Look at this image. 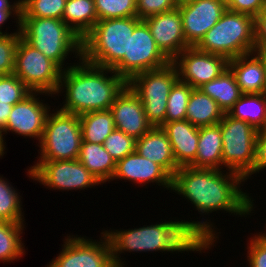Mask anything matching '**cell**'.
Segmentation results:
<instances>
[{"mask_svg":"<svg viewBox=\"0 0 266 267\" xmlns=\"http://www.w3.org/2000/svg\"><path fill=\"white\" fill-rule=\"evenodd\" d=\"M222 134V168L240 174L245 181L253 177L255 142L258 130L245 121L224 113L218 123Z\"/></svg>","mask_w":266,"mask_h":267,"instance_id":"ba28073f","label":"cell"},{"mask_svg":"<svg viewBox=\"0 0 266 267\" xmlns=\"http://www.w3.org/2000/svg\"><path fill=\"white\" fill-rule=\"evenodd\" d=\"M142 21L137 16L98 20L82 38L81 58L105 68H113L128 55L130 33Z\"/></svg>","mask_w":266,"mask_h":267,"instance_id":"277c9868","label":"cell"},{"mask_svg":"<svg viewBox=\"0 0 266 267\" xmlns=\"http://www.w3.org/2000/svg\"><path fill=\"white\" fill-rule=\"evenodd\" d=\"M208 221V222H207ZM208 220L201 221H165L127 230H104L110 246L115 267H124L125 252H204L214 247L219 238L215 224ZM217 233V234H216ZM217 238V239H216ZM215 243V244H214ZM122 259V260H121Z\"/></svg>","mask_w":266,"mask_h":267,"instance_id":"6da1fadb","label":"cell"},{"mask_svg":"<svg viewBox=\"0 0 266 267\" xmlns=\"http://www.w3.org/2000/svg\"><path fill=\"white\" fill-rule=\"evenodd\" d=\"M79 117L82 141L103 144L115 129L110 109L83 113Z\"/></svg>","mask_w":266,"mask_h":267,"instance_id":"f1b7e54d","label":"cell"},{"mask_svg":"<svg viewBox=\"0 0 266 267\" xmlns=\"http://www.w3.org/2000/svg\"><path fill=\"white\" fill-rule=\"evenodd\" d=\"M247 244L249 267H266V235L256 233Z\"/></svg>","mask_w":266,"mask_h":267,"instance_id":"74e56055","label":"cell"},{"mask_svg":"<svg viewBox=\"0 0 266 267\" xmlns=\"http://www.w3.org/2000/svg\"><path fill=\"white\" fill-rule=\"evenodd\" d=\"M161 128L166 132L176 164L189 166L196 158L199 141V127L185 120L165 122Z\"/></svg>","mask_w":266,"mask_h":267,"instance_id":"44dd1931","label":"cell"},{"mask_svg":"<svg viewBox=\"0 0 266 267\" xmlns=\"http://www.w3.org/2000/svg\"><path fill=\"white\" fill-rule=\"evenodd\" d=\"M235 119L251 124L257 130L266 127V93L243 94L228 112Z\"/></svg>","mask_w":266,"mask_h":267,"instance_id":"83f0119b","label":"cell"},{"mask_svg":"<svg viewBox=\"0 0 266 267\" xmlns=\"http://www.w3.org/2000/svg\"><path fill=\"white\" fill-rule=\"evenodd\" d=\"M62 69L39 50L29 45L21 36L15 53L16 75L32 92L56 95Z\"/></svg>","mask_w":266,"mask_h":267,"instance_id":"30bf717a","label":"cell"},{"mask_svg":"<svg viewBox=\"0 0 266 267\" xmlns=\"http://www.w3.org/2000/svg\"><path fill=\"white\" fill-rule=\"evenodd\" d=\"M79 115L59 108L49 113L39 145L38 161L77 160L81 148Z\"/></svg>","mask_w":266,"mask_h":267,"instance_id":"52a82bcc","label":"cell"},{"mask_svg":"<svg viewBox=\"0 0 266 267\" xmlns=\"http://www.w3.org/2000/svg\"><path fill=\"white\" fill-rule=\"evenodd\" d=\"M103 146L105 150L110 153L115 162H117L135 152L136 140L115 128L105 139Z\"/></svg>","mask_w":266,"mask_h":267,"instance_id":"d590c367","label":"cell"},{"mask_svg":"<svg viewBox=\"0 0 266 267\" xmlns=\"http://www.w3.org/2000/svg\"><path fill=\"white\" fill-rule=\"evenodd\" d=\"M98 20L137 16L136 0H94Z\"/></svg>","mask_w":266,"mask_h":267,"instance_id":"836d02e7","label":"cell"},{"mask_svg":"<svg viewBox=\"0 0 266 267\" xmlns=\"http://www.w3.org/2000/svg\"><path fill=\"white\" fill-rule=\"evenodd\" d=\"M6 180L0 176V220L10 223H24L23 208L21 207L22 197Z\"/></svg>","mask_w":266,"mask_h":267,"instance_id":"4dcf8cb0","label":"cell"},{"mask_svg":"<svg viewBox=\"0 0 266 267\" xmlns=\"http://www.w3.org/2000/svg\"><path fill=\"white\" fill-rule=\"evenodd\" d=\"M13 105L8 103H0V133L6 128Z\"/></svg>","mask_w":266,"mask_h":267,"instance_id":"ee69618b","label":"cell"},{"mask_svg":"<svg viewBox=\"0 0 266 267\" xmlns=\"http://www.w3.org/2000/svg\"><path fill=\"white\" fill-rule=\"evenodd\" d=\"M78 61L62 71L56 93L65 92L60 110L81 115L110 109L127 82L112 68L93 65L82 58Z\"/></svg>","mask_w":266,"mask_h":267,"instance_id":"3957f363","label":"cell"},{"mask_svg":"<svg viewBox=\"0 0 266 267\" xmlns=\"http://www.w3.org/2000/svg\"><path fill=\"white\" fill-rule=\"evenodd\" d=\"M199 89L217 102L219 108L228 113L243 95L231 70L227 68L217 78L204 83Z\"/></svg>","mask_w":266,"mask_h":267,"instance_id":"484cf974","label":"cell"},{"mask_svg":"<svg viewBox=\"0 0 266 267\" xmlns=\"http://www.w3.org/2000/svg\"><path fill=\"white\" fill-rule=\"evenodd\" d=\"M62 21L82 39L98 21L94 0H67Z\"/></svg>","mask_w":266,"mask_h":267,"instance_id":"4316f807","label":"cell"},{"mask_svg":"<svg viewBox=\"0 0 266 267\" xmlns=\"http://www.w3.org/2000/svg\"><path fill=\"white\" fill-rule=\"evenodd\" d=\"M27 171L33 181L53 190H87L102 185L78 159L38 161Z\"/></svg>","mask_w":266,"mask_h":267,"instance_id":"7c38bea8","label":"cell"},{"mask_svg":"<svg viewBox=\"0 0 266 267\" xmlns=\"http://www.w3.org/2000/svg\"><path fill=\"white\" fill-rule=\"evenodd\" d=\"M24 223H10L0 220V262L11 263L25 254L22 243Z\"/></svg>","mask_w":266,"mask_h":267,"instance_id":"f546056e","label":"cell"},{"mask_svg":"<svg viewBox=\"0 0 266 267\" xmlns=\"http://www.w3.org/2000/svg\"><path fill=\"white\" fill-rule=\"evenodd\" d=\"M67 0H21L20 17L54 18L62 20Z\"/></svg>","mask_w":266,"mask_h":267,"instance_id":"1f68e13d","label":"cell"},{"mask_svg":"<svg viewBox=\"0 0 266 267\" xmlns=\"http://www.w3.org/2000/svg\"><path fill=\"white\" fill-rule=\"evenodd\" d=\"M226 9L232 12L247 14L255 18L265 8V0H223Z\"/></svg>","mask_w":266,"mask_h":267,"instance_id":"ab89813d","label":"cell"},{"mask_svg":"<svg viewBox=\"0 0 266 267\" xmlns=\"http://www.w3.org/2000/svg\"><path fill=\"white\" fill-rule=\"evenodd\" d=\"M186 42L195 47L227 10L223 0L178 2Z\"/></svg>","mask_w":266,"mask_h":267,"instance_id":"2e32d148","label":"cell"},{"mask_svg":"<svg viewBox=\"0 0 266 267\" xmlns=\"http://www.w3.org/2000/svg\"><path fill=\"white\" fill-rule=\"evenodd\" d=\"M53 96L45 92H31L21 102L13 105L6 128L0 133V158L5 154L6 142L4 135L13 132L14 134L30 137L38 140L40 143L46 119L50 111L49 104H45L44 100H39V95Z\"/></svg>","mask_w":266,"mask_h":267,"instance_id":"5bb4252c","label":"cell"},{"mask_svg":"<svg viewBox=\"0 0 266 267\" xmlns=\"http://www.w3.org/2000/svg\"><path fill=\"white\" fill-rule=\"evenodd\" d=\"M172 63L177 67L179 80L192 88L201 87L228 68L225 57L202 52L196 47L184 49Z\"/></svg>","mask_w":266,"mask_h":267,"instance_id":"9a60e30c","label":"cell"},{"mask_svg":"<svg viewBox=\"0 0 266 267\" xmlns=\"http://www.w3.org/2000/svg\"><path fill=\"white\" fill-rule=\"evenodd\" d=\"M0 0V11H21V0L14 1Z\"/></svg>","mask_w":266,"mask_h":267,"instance_id":"f6af8a7d","label":"cell"},{"mask_svg":"<svg viewBox=\"0 0 266 267\" xmlns=\"http://www.w3.org/2000/svg\"><path fill=\"white\" fill-rule=\"evenodd\" d=\"M222 145V134L218 124L199 127L196 158L189 166L222 169Z\"/></svg>","mask_w":266,"mask_h":267,"instance_id":"603a6c76","label":"cell"},{"mask_svg":"<svg viewBox=\"0 0 266 267\" xmlns=\"http://www.w3.org/2000/svg\"><path fill=\"white\" fill-rule=\"evenodd\" d=\"M20 33L62 70L66 69L64 64L70 53L81 59L82 39L60 19L20 17Z\"/></svg>","mask_w":266,"mask_h":267,"instance_id":"5b68a950","label":"cell"},{"mask_svg":"<svg viewBox=\"0 0 266 267\" xmlns=\"http://www.w3.org/2000/svg\"><path fill=\"white\" fill-rule=\"evenodd\" d=\"M221 169L179 167L172 177V189L191 201L200 215L222 210L246 216L254 209V200L242 191L245 179L238 173ZM243 182V183H242ZM209 213V214H208Z\"/></svg>","mask_w":266,"mask_h":267,"instance_id":"7a4b0ae2","label":"cell"},{"mask_svg":"<svg viewBox=\"0 0 266 267\" xmlns=\"http://www.w3.org/2000/svg\"><path fill=\"white\" fill-rule=\"evenodd\" d=\"M254 52L266 53V8L254 18Z\"/></svg>","mask_w":266,"mask_h":267,"instance_id":"60d3db41","label":"cell"},{"mask_svg":"<svg viewBox=\"0 0 266 267\" xmlns=\"http://www.w3.org/2000/svg\"><path fill=\"white\" fill-rule=\"evenodd\" d=\"M178 0H136L137 17L145 19L149 16L173 10Z\"/></svg>","mask_w":266,"mask_h":267,"instance_id":"f35d334b","label":"cell"},{"mask_svg":"<svg viewBox=\"0 0 266 267\" xmlns=\"http://www.w3.org/2000/svg\"><path fill=\"white\" fill-rule=\"evenodd\" d=\"M198 50L231 60L254 52V18L226 10L195 46Z\"/></svg>","mask_w":266,"mask_h":267,"instance_id":"8992f818","label":"cell"},{"mask_svg":"<svg viewBox=\"0 0 266 267\" xmlns=\"http://www.w3.org/2000/svg\"><path fill=\"white\" fill-rule=\"evenodd\" d=\"M135 151L140 156L159 164L171 177L179 168L168 136L160 126H153L136 140Z\"/></svg>","mask_w":266,"mask_h":267,"instance_id":"7402d4cb","label":"cell"},{"mask_svg":"<svg viewBox=\"0 0 266 267\" xmlns=\"http://www.w3.org/2000/svg\"><path fill=\"white\" fill-rule=\"evenodd\" d=\"M13 15V16H12ZM14 17L15 19L14 20H16L15 22H16V24L17 25H15L16 27H20V16H21V11H0V36H2V35H7V34H13L12 32L11 33H8V32H2V25L4 24V23H6V21L8 20V19H10V17Z\"/></svg>","mask_w":266,"mask_h":267,"instance_id":"7bdbcfd3","label":"cell"},{"mask_svg":"<svg viewBox=\"0 0 266 267\" xmlns=\"http://www.w3.org/2000/svg\"><path fill=\"white\" fill-rule=\"evenodd\" d=\"M193 89L189 84L180 80L174 84L167 100L165 122L186 119V108Z\"/></svg>","mask_w":266,"mask_h":267,"instance_id":"d6a6232c","label":"cell"},{"mask_svg":"<svg viewBox=\"0 0 266 267\" xmlns=\"http://www.w3.org/2000/svg\"><path fill=\"white\" fill-rule=\"evenodd\" d=\"M32 91L16 75L0 76V103L15 105Z\"/></svg>","mask_w":266,"mask_h":267,"instance_id":"e575fe53","label":"cell"},{"mask_svg":"<svg viewBox=\"0 0 266 267\" xmlns=\"http://www.w3.org/2000/svg\"><path fill=\"white\" fill-rule=\"evenodd\" d=\"M100 241L85 236L65 237L62 250L47 267H115L111 246L104 232Z\"/></svg>","mask_w":266,"mask_h":267,"instance_id":"4fadbf2b","label":"cell"},{"mask_svg":"<svg viewBox=\"0 0 266 267\" xmlns=\"http://www.w3.org/2000/svg\"><path fill=\"white\" fill-rule=\"evenodd\" d=\"M264 169H266V127L259 129L256 135L253 174L264 172Z\"/></svg>","mask_w":266,"mask_h":267,"instance_id":"b9f144b4","label":"cell"},{"mask_svg":"<svg viewBox=\"0 0 266 267\" xmlns=\"http://www.w3.org/2000/svg\"><path fill=\"white\" fill-rule=\"evenodd\" d=\"M171 61L157 47L148 25L142 20L130 33L128 55L112 68L126 82L135 75L167 66Z\"/></svg>","mask_w":266,"mask_h":267,"instance_id":"8fae6325","label":"cell"},{"mask_svg":"<svg viewBox=\"0 0 266 267\" xmlns=\"http://www.w3.org/2000/svg\"><path fill=\"white\" fill-rule=\"evenodd\" d=\"M189 1H192V0H178V2H189Z\"/></svg>","mask_w":266,"mask_h":267,"instance_id":"bcb514c9","label":"cell"},{"mask_svg":"<svg viewBox=\"0 0 266 267\" xmlns=\"http://www.w3.org/2000/svg\"><path fill=\"white\" fill-rule=\"evenodd\" d=\"M242 94L266 93V61L256 52L228 60Z\"/></svg>","mask_w":266,"mask_h":267,"instance_id":"ffe728a7","label":"cell"},{"mask_svg":"<svg viewBox=\"0 0 266 267\" xmlns=\"http://www.w3.org/2000/svg\"><path fill=\"white\" fill-rule=\"evenodd\" d=\"M224 116L216 101L194 88L186 108V120L197 127L218 124Z\"/></svg>","mask_w":266,"mask_h":267,"instance_id":"d4e9b609","label":"cell"},{"mask_svg":"<svg viewBox=\"0 0 266 267\" xmlns=\"http://www.w3.org/2000/svg\"><path fill=\"white\" fill-rule=\"evenodd\" d=\"M261 55L264 57V59L266 61V53L265 54H261Z\"/></svg>","mask_w":266,"mask_h":267,"instance_id":"7dc6e473","label":"cell"},{"mask_svg":"<svg viewBox=\"0 0 266 267\" xmlns=\"http://www.w3.org/2000/svg\"><path fill=\"white\" fill-rule=\"evenodd\" d=\"M148 25L157 47L172 62L184 49L191 47L185 40L179 8L149 16Z\"/></svg>","mask_w":266,"mask_h":267,"instance_id":"e0dca14e","label":"cell"},{"mask_svg":"<svg viewBox=\"0 0 266 267\" xmlns=\"http://www.w3.org/2000/svg\"><path fill=\"white\" fill-rule=\"evenodd\" d=\"M78 160L101 184L110 182L114 175L116 162L103 144L82 141Z\"/></svg>","mask_w":266,"mask_h":267,"instance_id":"cb8c5ba5","label":"cell"},{"mask_svg":"<svg viewBox=\"0 0 266 267\" xmlns=\"http://www.w3.org/2000/svg\"><path fill=\"white\" fill-rule=\"evenodd\" d=\"M110 111L115 128L135 140L140 139L153 127L146 117L141 99L128 85L116 97Z\"/></svg>","mask_w":266,"mask_h":267,"instance_id":"ac0fdd59","label":"cell"},{"mask_svg":"<svg viewBox=\"0 0 266 267\" xmlns=\"http://www.w3.org/2000/svg\"><path fill=\"white\" fill-rule=\"evenodd\" d=\"M20 36V27H17L13 34L0 36V76L13 74L15 53Z\"/></svg>","mask_w":266,"mask_h":267,"instance_id":"8d00e7d4","label":"cell"},{"mask_svg":"<svg viewBox=\"0 0 266 267\" xmlns=\"http://www.w3.org/2000/svg\"><path fill=\"white\" fill-rule=\"evenodd\" d=\"M115 179L131 181L136 185L139 183L142 187L143 184L156 183L167 190L172 189V177L159 164L140 156L136 151L116 162L110 181Z\"/></svg>","mask_w":266,"mask_h":267,"instance_id":"d6986e66","label":"cell"},{"mask_svg":"<svg viewBox=\"0 0 266 267\" xmlns=\"http://www.w3.org/2000/svg\"><path fill=\"white\" fill-rule=\"evenodd\" d=\"M179 80L177 67L167 66L135 75L127 85L141 99L148 121L153 126L165 123L167 100L174 84Z\"/></svg>","mask_w":266,"mask_h":267,"instance_id":"9c48e42d","label":"cell"}]
</instances>
